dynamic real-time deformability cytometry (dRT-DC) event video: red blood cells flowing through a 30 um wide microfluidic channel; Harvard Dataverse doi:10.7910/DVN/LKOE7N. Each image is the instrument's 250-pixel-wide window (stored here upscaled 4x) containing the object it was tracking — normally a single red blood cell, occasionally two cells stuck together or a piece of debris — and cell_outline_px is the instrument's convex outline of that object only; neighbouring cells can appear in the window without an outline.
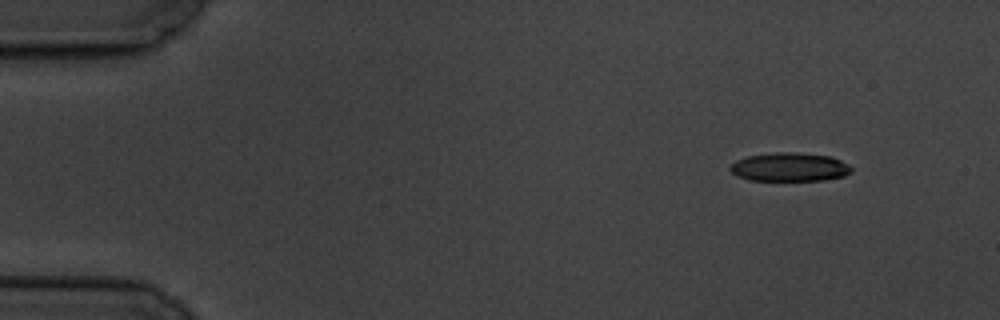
{"species": "common noctule bat (a hibernating species)", "species_latin": "Nyctalus noctula", "temperature_condition": "cold", "stored_images_in_passage": 5, "camera_frame_rate_fps": 3000, "um_per_image_px": 0.085, "animal": {"sex": "male", "body_mass_g": 19.5, "forearm_length_mm": 54.6}, "frame": {"image": 1, "passage_image": 1, "time_ms": 0.0, "image_size_px": [1000, 320], "cell_outline_px": [[852, 172], [844, 176], [824, 180], [748, 180], [736, 176], [728, 168], [736, 160], [748, 156], [776, 152], [796, 152], [832, 156], [848, 164], [852, 168]], "centroid_in_image_um": [67.12, 14.2], "position_along_channel_um": 17.9, "area_um2": 20.35}}
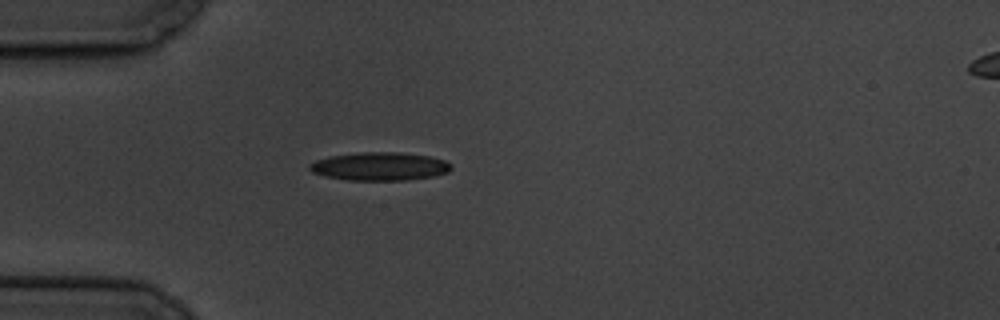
{"frame": {"image": 2, "passage_image": 4, "time_ms": 3.667, "image_size_px": [1000, 320], "cell_outline_px": [[452, 168], [448, 172], [436, 176], [408, 180], [348, 180], [324, 176], [312, 172], [308, 168], [308, 164], [316, 160], [328, 156], [360, 152], [400, 152], [428, 156], [444, 160], [452, 164]], "centroid_in_image_um": [32.27, 14.14], "position_along_channel_um": 52.7, "area_um2": 23.52}}